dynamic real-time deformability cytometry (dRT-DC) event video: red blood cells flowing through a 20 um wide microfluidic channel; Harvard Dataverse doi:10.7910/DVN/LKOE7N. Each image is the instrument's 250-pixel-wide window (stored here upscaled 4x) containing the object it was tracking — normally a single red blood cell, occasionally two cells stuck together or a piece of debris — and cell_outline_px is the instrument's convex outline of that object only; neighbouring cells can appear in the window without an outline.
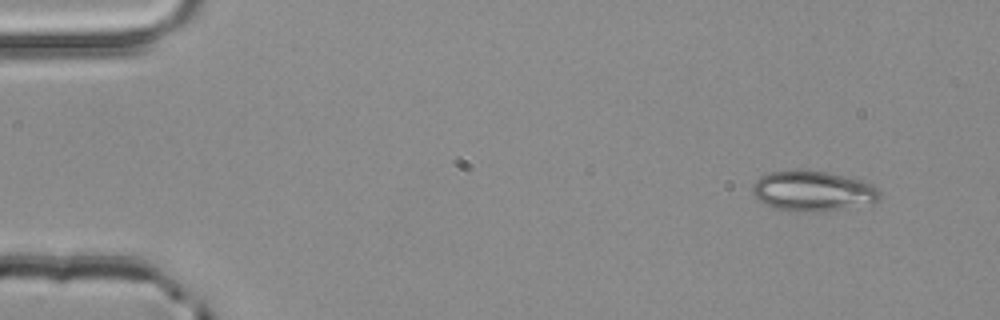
{"species": "common noctule bat (a hibernating species)", "species_latin": "Nyctalus noctula", "temperature_condition": "room temperature", "stored_images_in_passage": 4, "camera_frame_rate_fps": 3000, "um_per_image_px": 0.085, "animal": {"sex": "male", "body_mass_g": 20.4}, "frame": {"image": 1, "passage_image": 1, "time_ms": 0.0, "image_size_px": [1000, 320], "cell_outline_px": [[880, 200], [840, 208], [812, 212], [788, 212], [764, 204], [752, 192], [752, 184], [760, 176], [772, 172], [792, 168], [800, 168], [828, 172], [860, 180], [872, 184], [880, 192]], "centroid_in_image_um": [69.01, 16.2], "position_along_channel_um": 16.0, "area_um2": 29.94}}